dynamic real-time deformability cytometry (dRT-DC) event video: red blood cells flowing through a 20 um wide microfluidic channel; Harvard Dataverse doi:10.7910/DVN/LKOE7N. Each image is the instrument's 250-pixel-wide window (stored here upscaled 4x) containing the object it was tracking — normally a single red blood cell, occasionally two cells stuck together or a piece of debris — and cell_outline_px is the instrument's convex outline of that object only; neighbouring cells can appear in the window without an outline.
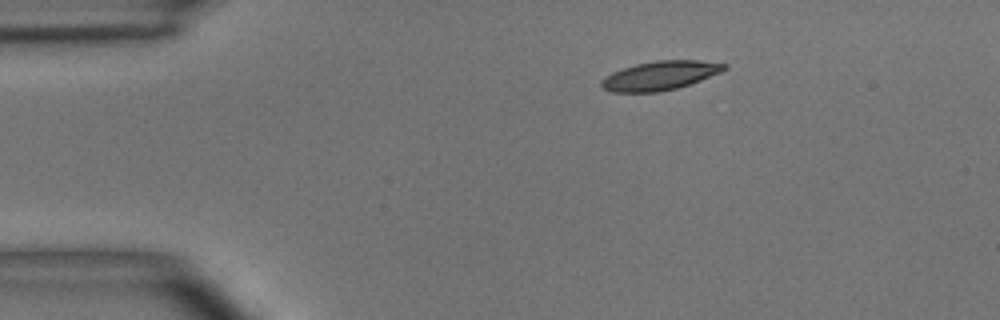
{"species": "common noctule bat (a hibernating species)", "species_latin": "Nyctalus noctula", "temperature_condition": "room temperature", "stored_images_in_passage": 5, "camera_frame_rate_fps": 3000, "um_per_image_px": 0.085, "animal": {"sex": "male", "body_mass_g": 15.6}, "frame": {"image": 1, "passage_image": 1, "time_ms": 0.0, "image_size_px": [1000, 320], "cell_outline_px": [[728, 68], [720, 72], [700, 80], [676, 88], [656, 92], [612, 92], [600, 88], [600, 80], [604, 76], [612, 72], [636, 64], [656, 60], [696, 60], [728, 64]], "centroid_in_image_um": [56.05, 6.42], "position_along_channel_um": 28.9, "area_um2": 20.69}}
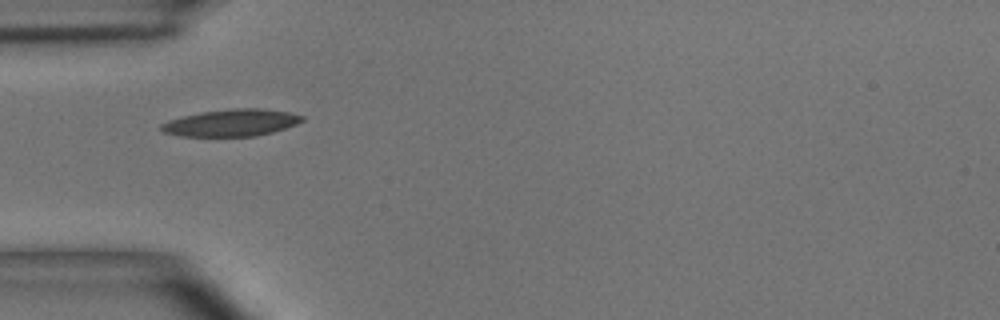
{"frame": {"image": 2, "passage_image": 3, "time_ms": 2.333, "image_size_px": [1000, 320], "cell_outline_px": [[304, 120], [296, 124], [272, 132], [256, 136], [180, 136], [164, 132], [160, 128], [160, 124], [168, 120], [200, 112], [232, 108], [260, 108], [288, 112], [304, 116]], "centroid_in_image_um": [19.66, 10.43], "position_along_channel_um": 65.3, "area_um2": 22.08}}
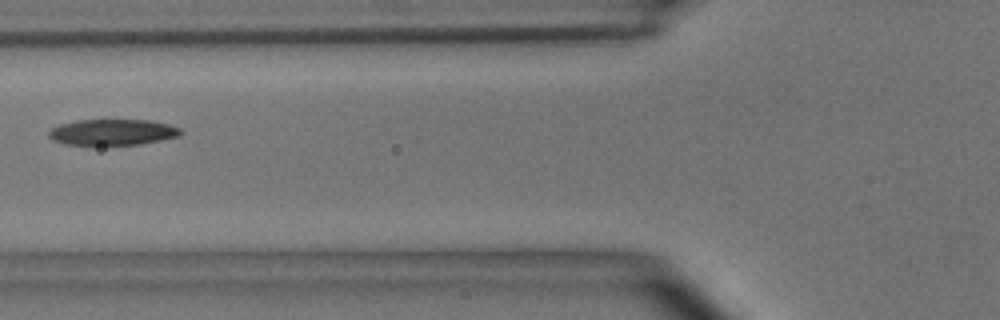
{"frame": {"image": 3, "passage_image": 4, "time_ms": 3.667, "image_size_px": [1000, 320], "cell_outline_px": [[184, 132], [180, 136], [140, 144], [92, 148], [64, 144], [52, 140], [48, 136], [48, 132], [52, 128], [60, 124], [76, 120], [152, 120], [168, 124], [180, 128]], "centroid_in_image_um": [9.52, 11.28], "position_along_channel_um": 116.3, "area_um2": 20.98}}